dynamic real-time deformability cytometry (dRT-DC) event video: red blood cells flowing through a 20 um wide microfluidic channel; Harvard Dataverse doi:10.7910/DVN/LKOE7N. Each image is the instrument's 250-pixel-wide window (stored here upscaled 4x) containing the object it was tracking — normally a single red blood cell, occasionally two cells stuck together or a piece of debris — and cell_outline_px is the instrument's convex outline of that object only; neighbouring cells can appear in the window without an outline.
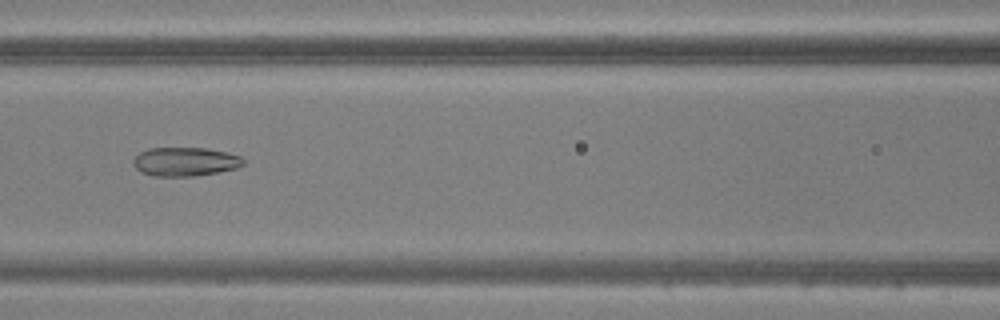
{"species": "common noctule bat (a hibernating species)", "species_latin": "Nyctalus noctula", "temperature_condition": "warm", "stored_images_in_passage": 49, "camera_frame_rate_fps": 3000, "um_per_image_px": 0.085, "animal": {"sex": "male", "body_mass_g": 20.5, "forearm_length_mm": 52.5}, "frame": {"image": 1, "passage_image": 22, "time_ms": 7.0, "image_size_px": [1000, 320], "cell_outline_px": [[244, 164], [236, 168], [216, 172], [192, 176], [152, 176], [140, 172], [132, 164], [132, 160], [140, 152], [148, 148], [204, 148], [224, 152], [240, 156], [244, 160]], "centroid_in_image_um": [15.68, 13.74], "position_along_channel_um": 150.9, "area_um2": 18.38}}
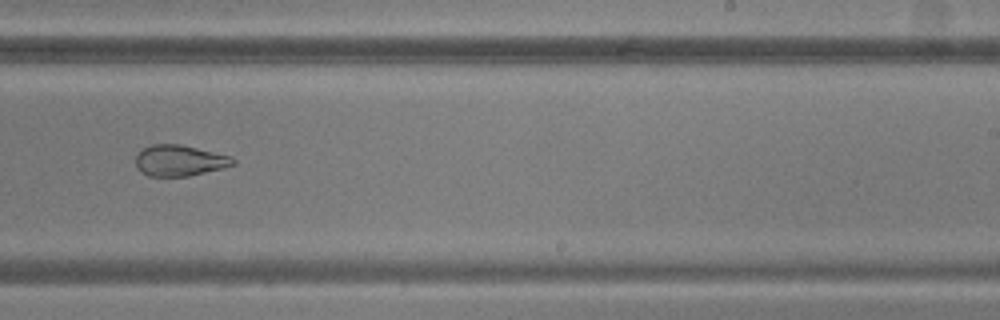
{"frame": {"image": 2, "passage_image": 31, "time_ms": 10.0, "image_size_px": [1000, 320], "cell_outline_px": [[236, 164], [224, 168], [188, 176], [148, 176], [140, 172], [136, 168], [136, 156], [144, 148], [152, 144], [180, 144], [232, 156], [236, 160]], "centroid_in_image_um": [15.28, 13.65], "position_along_channel_um": 273.7, "area_um2": 17.69}}
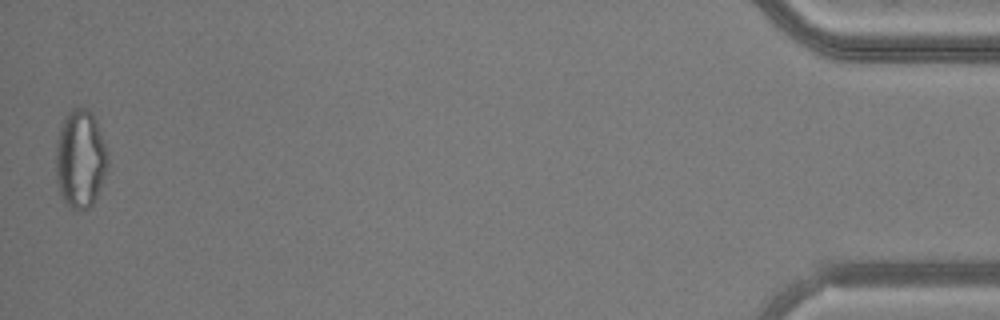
{"frame": {"image": 3, "passage_image": 49, "time_ms": 16.0, "image_size_px": [1000, 320], "cell_outline_px": [[108, 164], [100, 188], [92, 204], [88, 208], [80, 212], [68, 208], [60, 196], [56, 180], [56, 148], [60, 128], [64, 116], [72, 108], [84, 108], [92, 112], [96, 120], [104, 144], [108, 160]], "centroid_in_image_um": [6.8, 13.55], "position_along_channel_um": 428.4, "area_um2": 29.82}}